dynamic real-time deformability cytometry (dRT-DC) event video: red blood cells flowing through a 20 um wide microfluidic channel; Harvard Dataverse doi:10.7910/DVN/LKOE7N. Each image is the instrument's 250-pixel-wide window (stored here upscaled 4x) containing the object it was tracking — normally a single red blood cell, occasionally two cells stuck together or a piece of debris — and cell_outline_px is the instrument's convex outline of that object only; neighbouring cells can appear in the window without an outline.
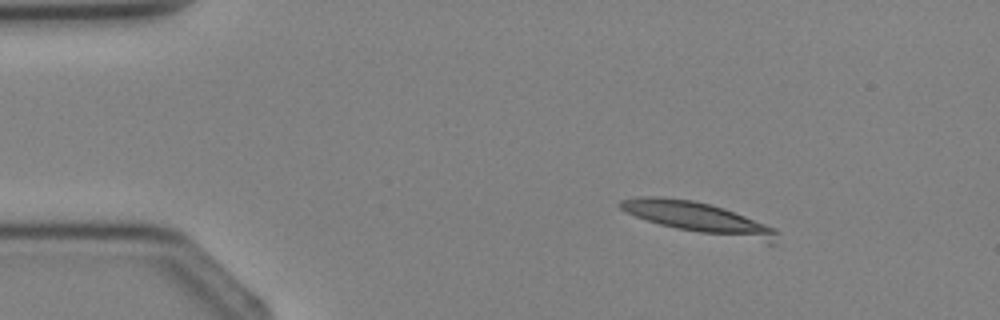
{"species": "Egyptian fruit bat (a non-hibernating species)", "species_latin": "Rousettus aegyptiacus", "temperature_condition": "cold", "stored_images_in_passage": 2, "camera_frame_rate_fps": 3000, "um_per_image_px": 0.085, "animal": {"sex": "female"}, "frame": {"image": 1, "passage_image": 1, "time_ms": 0.0, "image_size_px": [1000, 320], "cell_outline_px": [[780, 232], [776, 244], [768, 244], [676, 228], [660, 224], [636, 216], [620, 208], [616, 204], [620, 200], [640, 196], [652, 196], [692, 200], [724, 208], [776, 228]], "centroid_in_image_um": [59.46, 18.55], "position_along_channel_um": 25.5, "area_um2": 28.21}}